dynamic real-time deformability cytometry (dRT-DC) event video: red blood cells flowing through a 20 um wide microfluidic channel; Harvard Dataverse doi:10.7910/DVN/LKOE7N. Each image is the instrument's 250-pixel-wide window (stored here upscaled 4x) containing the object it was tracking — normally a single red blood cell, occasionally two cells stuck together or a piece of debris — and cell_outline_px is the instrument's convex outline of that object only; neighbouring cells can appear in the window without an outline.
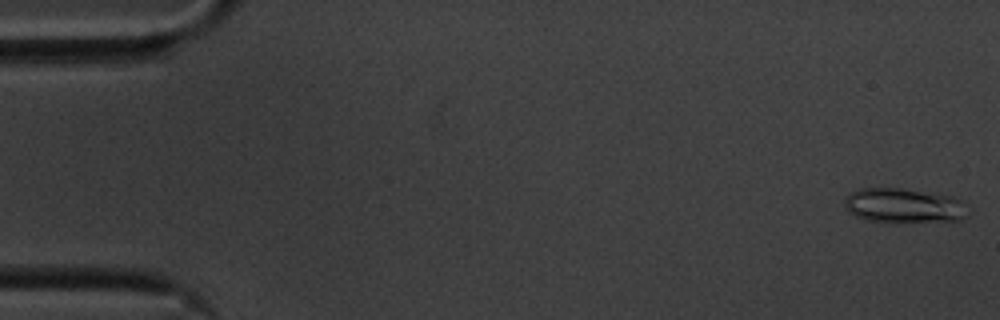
{"species": "common noctule bat (a hibernating species)", "species_latin": "Nyctalus noctula", "temperature_condition": "cold", "stored_images_in_passage": 56, "camera_frame_rate_fps": 3000, "um_per_image_px": 0.085, "animal": {"sex": "male", "body_mass_g": 20.1, "forearm_length_mm": 53.5}, "frame": {"image": 1, "passage_image": 1, "time_ms": 0.0, "image_size_px": [1000, 320], "cell_outline_px": [[968, 216], [960, 220], [864, 220], [848, 212], [844, 204], [844, 200], [852, 192], [860, 188], [904, 188], [952, 196], [960, 200]], "centroid_in_image_um": [76.77, 17.44], "position_along_channel_um": 8.2, "area_um2": 24.04}}
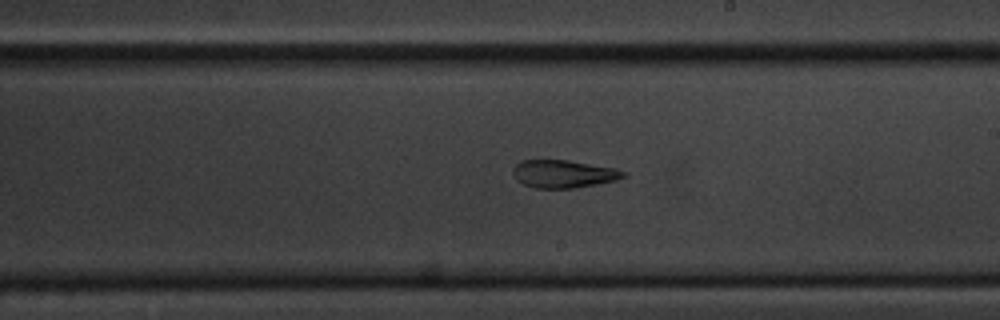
{"frame": {"image": 2, "passage_image": 32, "time_ms": 10.333, "image_size_px": [1000, 320], "cell_outline_px": [[628, 176], [616, 180], [576, 188], [536, 188], [524, 184], [516, 180], [512, 172], [512, 168], [520, 160], [568, 160], [616, 168], [624, 172]], "centroid_in_image_um": [47.88, 14.77], "position_along_channel_um": 241.1, "area_um2": 17.98}}
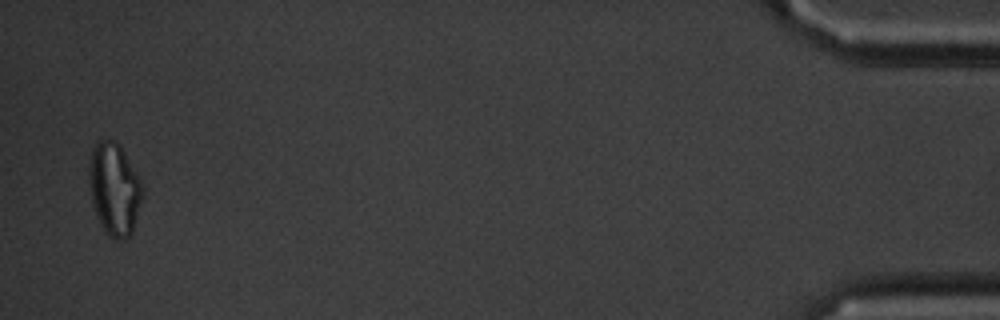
{"frame": {"image": 3, "passage_image": 55, "time_ms": 18.0, "image_size_px": [1000, 320], "cell_outline_px": [[144, 196], [132, 232], [124, 240], [112, 240], [104, 232], [96, 216], [92, 204], [88, 176], [88, 168], [92, 148], [96, 140], [112, 140], [120, 144], [140, 180], [144, 188]], "centroid_in_image_um": [9.71, 16.09], "position_along_channel_um": 425.5, "area_um2": 29.3}, "authors_computed_cell_mechanics": {"area_um2": 20.3745, "velocity_mm_per_s": 3.5325, "shape_relaxation_time_tau1_ms": null, "shape_relaxation_time_tau2_ms": 3.2903, "deformation_change_tau1": null, "deformation_change_tau2": 0.1144}}